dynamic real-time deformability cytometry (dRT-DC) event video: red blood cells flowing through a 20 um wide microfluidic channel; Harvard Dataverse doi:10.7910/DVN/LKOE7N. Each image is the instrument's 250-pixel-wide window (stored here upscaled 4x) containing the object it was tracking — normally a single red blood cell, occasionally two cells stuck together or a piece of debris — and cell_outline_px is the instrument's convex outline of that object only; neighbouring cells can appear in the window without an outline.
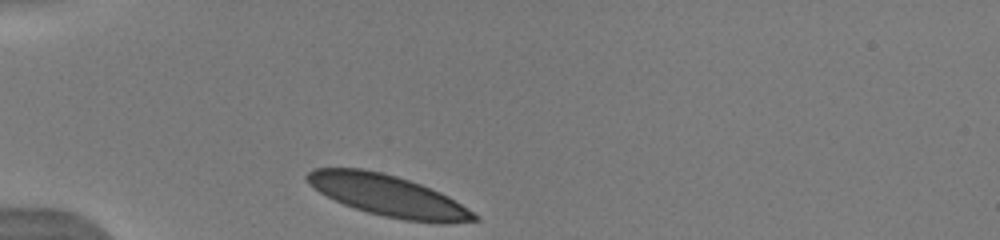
{"species": "human", "species_latin": "Homo sapiens", "temperature_condition": "warm", "stored_images_in_passage": 28, "camera_frame_rate_fps": 3000, "um_per_image_px": 0.085, "donor": {"sex": "male"}, "frame": {"image": 1, "passage_image": 1, "time_ms": 0.0, "image_size_px": [1000, 240], "cell_outline_px": [[480, 220], [444, 224], [404, 220], [384, 216], [368, 212], [344, 204], [320, 192], [308, 184], [304, 176], [312, 168], [360, 168], [380, 172], [396, 176], [420, 184], [440, 192], [448, 196], [480, 216]], "centroid_in_image_um": [33.0, 16.63], "position_along_channel_um": 52.0, "area_um2": 39.94}}
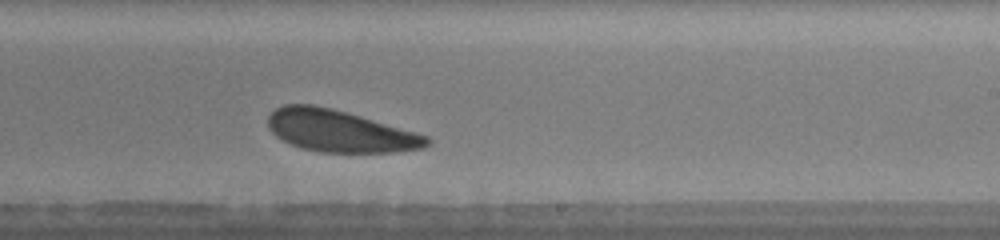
{"frame": {"image": 2, "passage_image": 16, "time_ms": 6.0, "image_size_px": [1000, 240], "cell_outline_px": [[432, 144], [424, 148], [392, 152], [320, 152], [300, 148], [276, 136], [268, 128], [268, 116], [276, 108], [284, 104], [312, 104], [332, 108], [360, 116], [428, 136], [432, 140]], "centroid_in_image_um": [28.88, 11.14], "position_along_channel_um": 260.1, "area_um2": 38.61}}
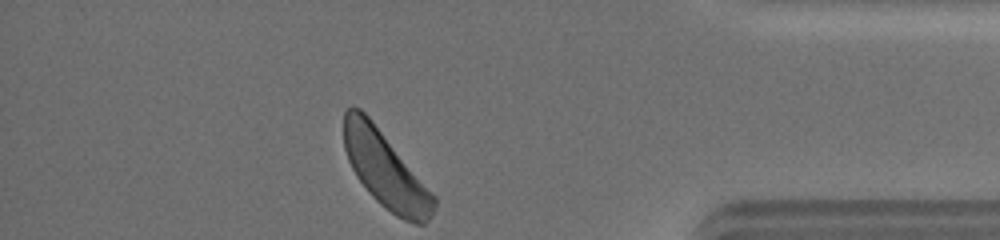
{"frame": {"image": 3, "passage_image": 28, "time_ms": 10.333, "image_size_px": [1000, 240], "cell_outline_px": [[436, 208], [432, 216], [424, 224], [416, 224], [404, 220], [396, 216], [380, 204], [368, 192], [356, 176], [348, 160], [344, 148], [344, 112], [348, 108], [360, 108], [372, 120], [436, 196]], "centroid_in_image_um": [32.78, 14.47], "position_along_channel_um": 402.4, "area_um2": 39.71}, "authors_computed_cell_mechanics": {"area_um2": 39.7664, "velocity_mm_per_s": 3.8635, "shape_relaxation_time_tau1_ms": 1.5992, "shape_relaxation_time_tau2_ms": 3.6706, "deformation_change_tau1": 0.0661, "deformation_change_tau2": 0.0955}}